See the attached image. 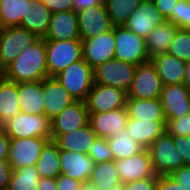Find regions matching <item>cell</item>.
<instances>
[{
	"mask_svg": "<svg viewBox=\"0 0 190 190\" xmlns=\"http://www.w3.org/2000/svg\"><path fill=\"white\" fill-rule=\"evenodd\" d=\"M114 26L111 30L82 40L83 59L95 69L97 66L114 59L115 55Z\"/></svg>",
	"mask_w": 190,
	"mask_h": 190,
	"instance_id": "obj_12",
	"label": "cell"
},
{
	"mask_svg": "<svg viewBox=\"0 0 190 190\" xmlns=\"http://www.w3.org/2000/svg\"><path fill=\"white\" fill-rule=\"evenodd\" d=\"M96 138L97 135L88 122L83 127L59 135L54 142L58 145L60 150L76 151L88 154Z\"/></svg>",
	"mask_w": 190,
	"mask_h": 190,
	"instance_id": "obj_24",
	"label": "cell"
},
{
	"mask_svg": "<svg viewBox=\"0 0 190 190\" xmlns=\"http://www.w3.org/2000/svg\"><path fill=\"white\" fill-rule=\"evenodd\" d=\"M51 13L73 10L72 0H42Z\"/></svg>",
	"mask_w": 190,
	"mask_h": 190,
	"instance_id": "obj_44",
	"label": "cell"
},
{
	"mask_svg": "<svg viewBox=\"0 0 190 190\" xmlns=\"http://www.w3.org/2000/svg\"><path fill=\"white\" fill-rule=\"evenodd\" d=\"M21 112L18 98V83L0 79V127Z\"/></svg>",
	"mask_w": 190,
	"mask_h": 190,
	"instance_id": "obj_29",
	"label": "cell"
},
{
	"mask_svg": "<svg viewBox=\"0 0 190 190\" xmlns=\"http://www.w3.org/2000/svg\"><path fill=\"white\" fill-rule=\"evenodd\" d=\"M129 118L144 121H166L160 99L127 98Z\"/></svg>",
	"mask_w": 190,
	"mask_h": 190,
	"instance_id": "obj_26",
	"label": "cell"
},
{
	"mask_svg": "<svg viewBox=\"0 0 190 190\" xmlns=\"http://www.w3.org/2000/svg\"><path fill=\"white\" fill-rule=\"evenodd\" d=\"M76 101H86L94 82V69L81 59L54 76Z\"/></svg>",
	"mask_w": 190,
	"mask_h": 190,
	"instance_id": "obj_2",
	"label": "cell"
},
{
	"mask_svg": "<svg viewBox=\"0 0 190 190\" xmlns=\"http://www.w3.org/2000/svg\"><path fill=\"white\" fill-rule=\"evenodd\" d=\"M80 39L77 12L73 10L52 13L48 33L44 40Z\"/></svg>",
	"mask_w": 190,
	"mask_h": 190,
	"instance_id": "obj_21",
	"label": "cell"
},
{
	"mask_svg": "<svg viewBox=\"0 0 190 190\" xmlns=\"http://www.w3.org/2000/svg\"><path fill=\"white\" fill-rule=\"evenodd\" d=\"M166 132L172 136H190V114L178 119H166Z\"/></svg>",
	"mask_w": 190,
	"mask_h": 190,
	"instance_id": "obj_39",
	"label": "cell"
},
{
	"mask_svg": "<svg viewBox=\"0 0 190 190\" xmlns=\"http://www.w3.org/2000/svg\"><path fill=\"white\" fill-rule=\"evenodd\" d=\"M89 124L97 137L109 138L125 129L128 120L126 108L102 113H88Z\"/></svg>",
	"mask_w": 190,
	"mask_h": 190,
	"instance_id": "obj_19",
	"label": "cell"
},
{
	"mask_svg": "<svg viewBox=\"0 0 190 190\" xmlns=\"http://www.w3.org/2000/svg\"><path fill=\"white\" fill-rule=\"evenodd\" d=\"M167 21L190 33V1L179 0L172 8Z\"/></svg>",
	"mask_w": 190,
	"mask_h": 190,
	"instance_id": "obj_37",
	"label": "cell"
},
{
	"mask_svg": "<svg viewBox=\"0 0 190 190\" xmlns=\"http://www.w3.org/2000/svg\"><path fill=\"white\" fill-rule=\"evenodd\" d=\"M88 121L86 103L84 101L73 102L51 120V140L54 141L59 135L85 126Z\"/></svg>",
	"mask_w": 190,
	"mask_h": 190,
	"instance_id": "obj_13",
	"label": "cell"
},
{
	"mask_svg": "<svg viewBox=\"0 0 190 190\" xmlns=\"http://www.w3.org/2000/svg\"><path fill=\"white\" fill-rule=\"evenodd\" d=\"M37 190H58L56 186V178L40 177Z\"/></svg>",
	"mask_w": 190,
	"mask_h": 190,
	"instance_id": "obj_50",
	"label": "cell"
},
{
	"mask_svg": "<svg viewBox=\"0 0 190 190\" xmlns=\"http://www.w3.org/2000/svg\"><path fill=\"white\" fill-rule=\"evenodd\" d=\"M157 177H149L124 184L125 190H156Z\"/></svg>",
	"mask_w": 190,
	"mask_h": 190,
	"instance_id": "obj_41",
	"label": "cell"
},
{
	"mask_svg": "<svg viewBox=\"0 0 190 190\" xmlns=\"http://www.w3.org/2000/svg\"><path fill=\"white\" fill-rule=\"evenodd\" d=\"M61 173L81 182L89 181L95 167L88 154L76 151L60 150Z\"/></svg>",
	"mask_w": 190,
	"mask_h": 190,
	"instance_id": "obj_20",
	"label": "cell"
},
{
	"mask_svg": "<svg viewBox=\"0 0 190 190\" xmlns=\"http://www.w3.org/2000/svg\"><path fill=\"white\" fill-rule=\"evenodd\" d=\"M3 76L16 83L43 81L48 77L45 40L39 38L25 48L3 70Z\"/></svg>",
	"mask_w": 190,
	"mask_h": 190,
	"instance_id": "obj_1",
	"label": "cell"
},
{
	"mask_svg": "<svg viewBox=\"0 0 190 190\" xmlns=\"http://www.w3.org/2000/svg\"><path fill=\"white\" fill-rule=\"evenodd\" d=\"M89 182L95 184L102 190H108L121 184L122 182L117 172L116 161L95 163Z\"/></svg>",
	"mask_w": 190,
	"mask_h": 190,
	"instance_id": "obj_33",
	"label": "cell"
},
{
	"mask_svg": "<svg viewBox=\"0 0 190 190\" xmlns=\"http://www.w3.org/2000/svg\"><path fill=\"white\" fill-rule=\"evenodd\" d=\"M161 78L163 86L183 84L185 62L168 53L158 54L150 59Z\"/></svg>",
	"mask_w": 190,
	"mask_h": 190,
	"instance_id": "obj_23",
	"label": "cell"
},
{
	"mask_svg": "<svg viewBox=\"0 0 190 190\" xmlns=\"http://www.w3.org/2000/svg\"><path fill=\"white\" fill-rule=\"evenodd\" d=\"M60 149L58 145L50 140L42 148L36 169L40 177L56 178L61 174Z\"/></svg>",
	"mask_w": 190,
	"mask_h": 190,
	"instance_id": "obj_30",
	"label": "cell"
},
{
	"mask_svg": "<svg viewBox=\"0 0 190 190\" xmlns=\"http://www.w3.org/2000/svg\"><path fill=\"white\" fill-rule=\"evenodd\" d=\"M184 86L190 91V61L185 62Z\"/></svg>",
	"mask_w": 190,
	"mask_h": 190,
	"instance_id": "obj_51",
	"label": "cell"
},
{
	"mask_svg": "<svg viewBox=\"0 0 190 190\" xmlns=\"http://www.w3.org/2000/svg\"><path fill=\"white\" fill-rule=\"evenodd\" d=\"M108 190H125V188H124V184L121 183L115 187H112L111 189H108Z\"/></svg>",
	"mask_w": 190,
	"mask_h": 190,
	"instance_id": "obj_53",
	"label": "cell"
},
{
	"mask_svg": "<svg viewBox=\"0 0 190 190\" xmlns=\"http://www.w3.org/2000/svg\"><path fill=\"white\" fill-rule=\"evenodd\" d=\"M72 1H73V11L78 12L85 8L104 4L105 0H72Z\"/></svg>",
	"mask_w": 190,
	"mask_h": 190,
	"instance_id": "obj_49",
	"label": "cell"
},
{
	"mask_svg": "<svg viewBox=\"0 0 190 190\" xmlns=\"http://www.w3.org/2000/svg\"><path fill=\"white\" fill-rule=\"evenodd\" d=\"M51 15L42 0H33V6L29 7L26 16H23L20 27L44 39L49 30Z\"/></svg>",
	"mask_w": 190,
	"mask_h": 190,
	"instance_id": "obj_25",
	"label": "cell"
},
{
	"mask_svg": "<svg viewBox=\"0 0 190 190\" xmlns=\"http://www.w3.org/2000/svg\"><path fill=\"white\" fill-rule=\"evenodd\" d=\"M158 11L167 20L170 17L172 8L179 0H152Z\"/></svg>",
	"mask_w": 190,
	"mask_h": 190,
	"instance_id": "obj_47",
	"label": "cell"
},
{
	"mask_svg": "<svg viewBox=\"0 0 190 190\" xmlns=\"http://www.w3.org/2000/svg\"><path fill=\"white\" fill-rule=\"evenodd\" d=\"M83 182L72 179L70 176L60 174L56 177L58 190H81Z\"/></svg>",
	"mask_w": 190,
	"mask_h": 190,
	"instance_id": "obj_42",
	"label": "cell"
},
{
	"mask_svg": "<svg viewBox=\"0 0 190 190\" xmlns=\"http://www.w3.org/2000/svg\"><path fill=\"white\" fill-rule=\"evenodd\" d=\"M137 65L118 59H111L94 69V82L116 87L128 93Z\"/></svg>",
	"mask_w": 190,
	"mask_h": 190,
	"instance_id": "obj_7",
	"label": "cell"
},
{
	"mask_svg": "<svg viewBox=\"0 0 190 190\" xmlns=\"http://www.w3.org/2000/svg\"><path fill=\"white\" fill-rule=\"evenodd\" d=\"M125 130L133 140L148 149L156 138L166 132V121H144L128 117Z\"/></svg>",
	"mask_w": 190,
	"mask_h": 190,
	"instance_id": "obj_22",
	"label": "cell"
},
{
	"mask_svg": "<svg viewBox=\"0 0 190 190\" xmlns=\"http://www.w3.org/2000/svg\"><path fill=\"white\" fill-rule=\"evenodd\" d=\"M39 38L20 26L6 27L0 32V67L4 70L25 48Z\"/></svg>",
	"mask_w": 190,
	"mask_h": 190,
	"instance_id": "obj_8",
	"label": "cell"
},
{
	"mask_svg": "<svg viewBox=\"0 0 190 190\" xmlns=\"http://www.w3.org/2000/svg\"><path fill=\"white\" fill-rule=\"evenodd\" d=\"M94 163L112 161L113 156L109 148L107 138L97 137L88 153Z\"/></svg>",
	"mask_w": 190,
	"mask_h": 190,
	"instance_id": "obj_38",
	"label": "cell"
},
{
	"mask_svg": "<svg viewBox=\"0 0 190 190\" xmlns=\"http://www.w3.org/2000/svg\"><path fill=\"white\" fill-rule=\"evenodd\" d=\"M115 59L135 65L150 61L145 39L123 26H114Z\"/></svg>",
	"mask_w": 190,
	"mask_h": 190,
	"instance_id": "obj_6",
	"label": "cell"
},
{
	"mask_svg": "<svg viewBox=\"0 0 190 190\" xmlns=\"http://www.w3.org/2000/svg\"><path fill=\"white\" fill-rule=\"evenodd\" d=\"M107 141L114 161L132 157L144 149L143 146L130 137V134L125 129L110 136Z\"/></svg>",
	"mask_w": 190,
	"mask_h": 190,
	"instance_id": "obj_31",
	"label": "cell"
},
{
	"mask_svg": "<svg viewBox=\"0 0 190 190\" xmlns=\"http://www.w3.org/2000/svg\"><path fill=\"white\" fill-rule=\"evenodd\" d=\"M169 176L182 185L183 190H190V166L184 165Z\"/></svg>",
	"mask_w": 190,
	"mask_h": 190,
	"instance_id": "obj_43",
	"label": "cell"
},
{
	"mask_svg": "<svg viewBox=\"0 0 190 190\" xmlns=\"http://www.w3.org/2000/svg\"><path fill=\"white\" fill-rule=\"evenodd\" d=\"M51 138L29 137L11 139L7 161L11 168L17 169L36 165L42 148Z\"/></svg>",
	"mask_w": 190,
	"mask_h": 190,
	"instance_id": "obj_11",
	"label": "cell"
},
{
	"mask_svg": "<svg viewBox=\"0 0 190 190\" xmlns=\"http://www.w3.org/2000/svg\"><path fill=\"white\" fill-rule=\"evenodd\" d=\"M153 172L157 176L170 175L184 166L179 151L176 149L173 136L165 132L156 138L148 148Z\"/></svg>",
	"mask_w": 190,
	"mask_h": 190,
	"instance_id": "obj_5",
	"label": "cell"
},
{
	"mask_svg": "<svg viewBox=\"0 0 190 190\" xmlns=\"http://www.w3.org/2000/svg\"><path fill=\"white\" fill-rule=\"evenodd\" d=\"M3 77V69L0 67V79Z\"/></svg>",
	"mask_w": 190,
	"mask_h": 190,
	"instance_id": "obj_55",
	"label": "cell"
},
{
	"mask_svg": "<svg viewBox=\"0 0 190 190\" xmlns=\"http://www.w3.org/2000/svg\"><path fill=\"white\" fill-rule=\"evenodd\" d=\"M81 190H102V189L97 187L95 184L87 181L83 182Z\"/></svg>",
	"mask_w": 190,
	"mask_h": 190,
	"instance_id": "obj_52",
	"label": "cell"
},
{
	"mask_svg": "<svg viewBox=\"0 0 190 190\" xmlns=\"http://www.w3.org/2000/svg\"><path fill=\"white\" fill-rule=\"evenodd\" d=\"M4 29V26L2 25L1 18H0V32Z\"/></svg>",
	"mask_w": 190,
	"mask_h": 190,
	"instance_id": "obj_54",
	"label": "cell"
},
{
	"mask_svg": "<svg viewBox=\"0 0 190 190\" xmlns=\"http://www.w3.org/2000/svg\"><path fill=\"white\" fill-rule=\"evenodd\" d=\"M33 6V0H2L0 18L4 28L20 26L23 16Z\"/></svg>",
	"mask_w": 190,
	"mask_h": 190,
	"instance_id": "obj_32",
	"label": "cell"
},
{
	"mask_svg": "<svg viewBox=\"0 0 190 190\" xmlns=\"http://www.w3.org/2000/svg\"><path fill=\"white\" fill-rule=\"evenodd\" d=\"M127 93L116 87L94 83L85 101L88 113H102L126 108Z\"/></svg>",
	"mask_w": 190,
	"mask_h": 190,
	"instance_id": "obj_10",
	"label": "cell"
},
{
	"mask_svg": "<svg viewBox=\"0 0 190 190\" xmlns=\"http://www.w3.org/2000/svg\"><path fill=\"white\" fill-rule=\"evenodd\" d=\"M173 142L179 151L185 166H190V136H173Z\"/></svg>",
	"mask_w": 190,
	"mask_h": 190,
	"instance_id": "obj_40",
	"label": "cell"
},
{
	"mask_svg": "<svg viewBox=\"0 0 190 190\" xmlns=\"http://www.w3.org/2000/svg\"><path fill=\"white\" fill-rule=\"evenodd\" d=\"M163 84L151 61L137 65L127 98L160 99Z\"/></svg>",
	"mask_w": 190,
	"mask_h": 190,
	"instance_id": "obj_9",
	"label": "cell"
},
{
	"mask_svg": "<svg viewBox=\"0 0 190 190\" xmlns=\"http://www.w3.org/2000/svg\"><path fill=\"white\" fill-rule=\"evenodd\" d=\"M18 98L21 112L44 114L42 81L18 83Z\"/></svg>",
	"mask_w": 190,
	"mask_h": 190,
	"instance_id": "obj_27",
	"label": "cell"
},
{
	"mask_svg": "<svg viewBox=\"0 0 190 190\" xmlns=\"http://www.w3.org/2000/svg\"><path fill=\"white\" fill-rule=\"evenodd\" d=\"M10 142L9 136L0 128V160L8 159Z\"/></svg>",
	"mask_w": 190,
	"mask_h": 190,
	"instance_id": "obj_48",
	"label": "cell"
},
{
	"mask_svg": "<svg viewBox=\"0 0 190 190\" xmlns=\"http://www.w3.org/2000/svg\"><path fill=\"white\" fill-rule=\"evenodd\" d=\"M116 167L122 184L149 177H158L153 172L150 154L145 148L132 157L116 161Z\"/></svg>",
	"mask_w": 190,
	"mask_h": 190,
	"instance_id": "obj_17",
	"label": "cell"
},
{
	"mask_svg": "<svg viewBox=\"0 0 190 190\" xmlns=\"http://www.w3.org/2000/svg\"><path fill=\"white\" fill-rule=\"evenodd\" d=\"M42 94L44 114L50 120L76 101L55 77H47L42 81Z\"/></svg>",
	"mask_w": 190,
	"mask_h": 190,
	"instance_id": "obj_18",
	"label": "cell"
},
{
	"mask_svg": "<svg viewBox=\"0 0 190 190\" xmlns=\"http://www.w3.org/2000/svg\"><path fill=\"white\" fill-rule=\"evenodd\" d=\"M0 128L10 139L51 138V120L45 114L19 112Z\"/></svg>",
	"mask_w": 190,
	"mask_h": 190,
	"instance_id": "obj_3",
	"label": "cell"
},
{
	"mask_svg": "<svg viewBox=\"0 0 190 190\" xmlns=\"http://www.w3.org/2000/svg\"><path fill=\"white\" fill-rule=\"evenodd\" d=\"M143 0H105L107 14L113 26H123Z\"/></svg>",
	"mask_w": 190,
	"mask_h": 190,
	"instance_id": "obj_34",
	"label": "cell"
},
{
	"mask_svg": "<svg viewBox=\"0 0 190 190\" xmlns=\"http://www.w3.org/2000/svg\"><path fill=\"white\" fill-rule=\"evenodd\" d=\"M166 21L152 0H143L124 24L139 37L146 39L150 32Z\"/></svg>",
	"mask_w": 190,
	"mask_h": 190,
	"instance_id": "obj_14",
	"label": "cell"
},
{
	"mask_svg": "<svg viewBox=\"0 0 190 190\" xmlns=\"http://www.w3.org/2000/svg\"><path fill=\"white\" fill-rule=\"evenodd\" d=\"M80 39H90L113 28L105 4L85 8L77 12Z\"/></svg>",
	"mask_w": 190,
	"mask_h": 190,
	"instance_id": "obj_15",
	"label": "cell"
},
{
	"mask_svg": "<svg viewBox=\"0 0 190 190\" xmlns=\"http://www.w3.org/2000/svg\"><path fill=\"white\" fill-rule=\"evenodd\" d=\"M39 179L35 165L14 169L8 190H37Z\"/></svg>",
	"mask_w": 190,
	"mask_h": 190,
	"instance_id": "obj_35",
	"label": "cell"
},
{
	"mask_svg": "<svg viewBox=\"0 0 190 190\" xmlns=\"http://www.w3.org/2000/svg\"><path fill=\"white\" fill-rule=\"evenodd\" d=\"M167 53L184 62L190 61V33L183 29H178L175 32Z\"/></svg>",
	"mask_w": 190,
	"mask_h": 190,
	"instance_id": "obj_36",
	"label": "cell"
},
{
	"mask_svg": "<svg viewBox=\"0 0 190 190\" xmlns=\"http://www.w3.org/2000/svg\"><path fill=\"white\" fill-rule=\"evenodd\" d=\"M156 190H183V187L169 175H161L157 177Z\"/></svg>",
	"mask_w": 190,
	"mask_h": 190,
	"instance_id": "obj_46",
	"label": "cell"
},
{
	"mask_svg": "<svg viewBox=\"0 0 190 190\" xmlns=\"http://www.w3.org/2000/svg\"><path fill=\"white\" fill-rule=\"evenodd\" d=\"M160 101L166 119H178L190 114V91L184 84L163 86Z\"/></svg>",
	"mask_w": 190,
	"mask_h": 190,
	"instance_id": "obj_16",
	"label": "cell"
},
{
	"mask_svg": "<svg viewBox=\"0 0 190 190\" xmlns=\"http://www.w3.org/2000/svg\"><path fill=\"white\" fill-rule=\"evenodd\" d=\"M48 77H54L70 64L83 59L82 40H45Z\"/></svg>",
	"mask_w": 190,
	"mask_h": 190,
	"instance_id": "obj_4",
	"label": "cell"
},
{
	"mask_svg": "<svg viewBox=\"0 0 190 190\" xmlns=\"http://www.w3.org/2000/svg\"><path fill=\"white\" fill-rule=\"evenodd\" d=\"M13 169L7 160H0V190H8Z\"/></svg>",
	"mask_w": 190,
	"mask_h": 190,
	"instance_id": "obj_45",
	"label": "cell"
},
{
	"mask_svg": "<svg viewBox=\"0 0 190 190\" xmlns=\"http://www.w3.org/2000/svg\"><path fill=\"white\" fill-rule=\"evenodd\" d=\"M178 29L176 25L166 20L150 32L145 39L146 50L150 59L158 54L167 53Z\"/></svg>",
	"mask_w": 190,
	"mask_h": 190,
	"instance_id": "obj_28",
	"label": "cell"
}]
</instances>
